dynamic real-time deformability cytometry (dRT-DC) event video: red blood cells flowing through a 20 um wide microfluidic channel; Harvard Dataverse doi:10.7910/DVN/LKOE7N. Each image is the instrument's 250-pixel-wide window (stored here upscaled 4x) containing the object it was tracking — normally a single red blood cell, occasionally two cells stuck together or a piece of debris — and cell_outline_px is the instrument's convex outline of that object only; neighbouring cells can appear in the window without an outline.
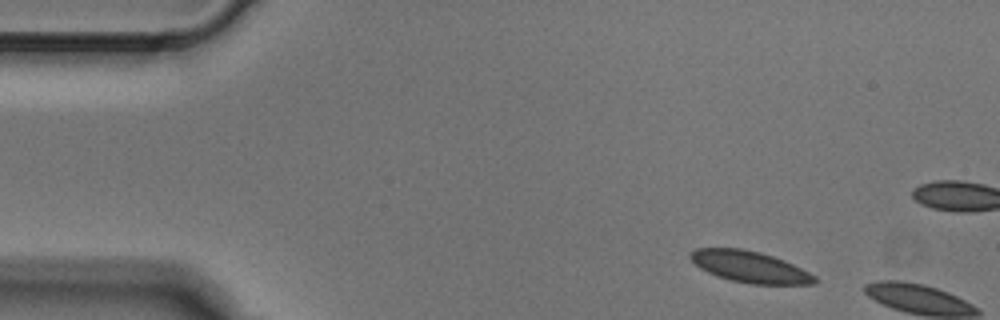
{"species": "Egyptian fruit bat (a non-hibernating species)", "species_latin": "Rousettus aegyptiacus", "temperature_condition": "cold", "stored_images_in_passage": 2, "camera_frame_rate_fps": 3000, "um_per_image_px": 0.085, "animal": {"sex": "male"}, "frame": {"image": 1, "passage_image": 1, "time_ms": 0.0, "image_size_px": [1000, 320], "cell_outline_px": [[820, 280], [816, 284], [752, 284], [728, 280], [716, 276], [700, 268], [688, 256], [688, 252], [696, 248], [740, 248], [760, 252], [784, 260], [816, 276]], "centroid_in_image_um": [63.72, 22.68], "position_along_channel_um": 21.3, "area_um2": 22.83}}